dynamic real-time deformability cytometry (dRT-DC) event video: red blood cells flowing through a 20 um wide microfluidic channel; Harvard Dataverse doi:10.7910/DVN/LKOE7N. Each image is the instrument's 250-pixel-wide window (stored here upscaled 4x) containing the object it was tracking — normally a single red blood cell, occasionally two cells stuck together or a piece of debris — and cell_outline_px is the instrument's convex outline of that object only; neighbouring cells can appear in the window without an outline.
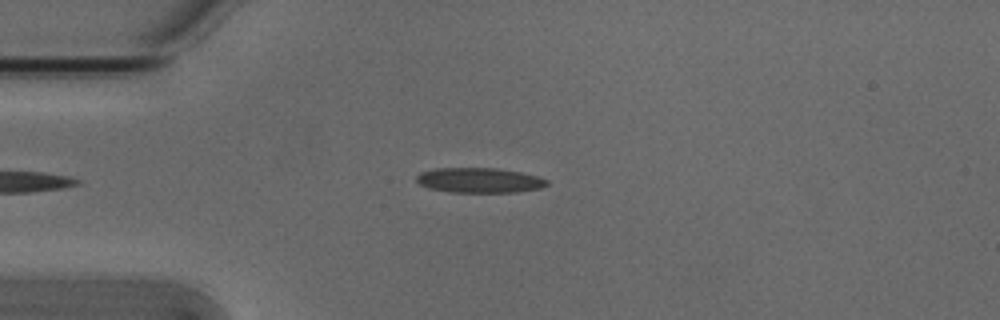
{"species": "Egyptian fruit bat (a non-hibernating species)", "species_latin": "Rousettus aegyptiacus", "temperature_condition": "cold", "stored_images_in_passage": 6, "camera_frame_rate_fps": 3000, "um_per_image_px": 0.085, "animal": {"sex": "male"}, "frame": {"image": 1, "passage_image": 4, "time_ms": 1.0, "image_size_px": [1000, 320], "cell_outline_px": [[548, 184], [540, 188], [516, 192], [448, 192], [428, 188], [420, 184], [416, 180], [416, 176], [420, 172], [436, 168], [496, 168], [520, 172], [536, 176], [548, 180]], "centroid_in_image_um": [40.71, 15.32], "position_along_channel_um": 44.3, "area_um2": 18.96}}
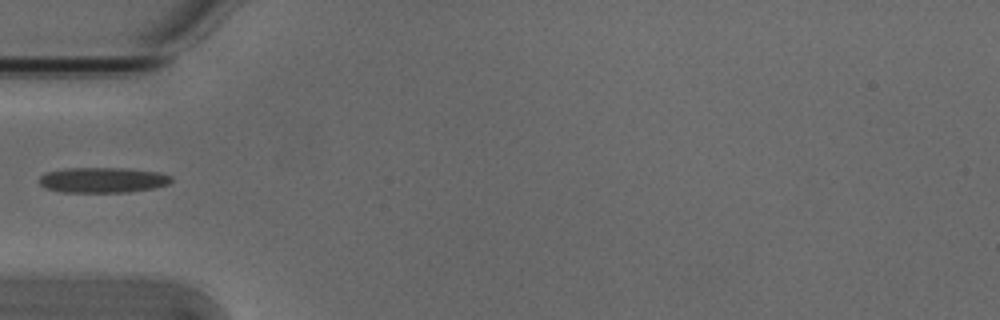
{"frame": {"image": 2, "passage_image": 5, "time_ms": 1.333, "image_size_px": [1000, 320], "cell_outline_px": [[172, 180], [168, 184], [152, 188], [128, 192], [60, 192], [44, 188], [40, 184], [40, 176], [48, 172], [64, 168], [124, 168], [160, 172], [172, 176]], "centroid_in_image_um": [8.73, 15.3], "position_along_channel_um": 76.3, "area_um2": 19.54}}
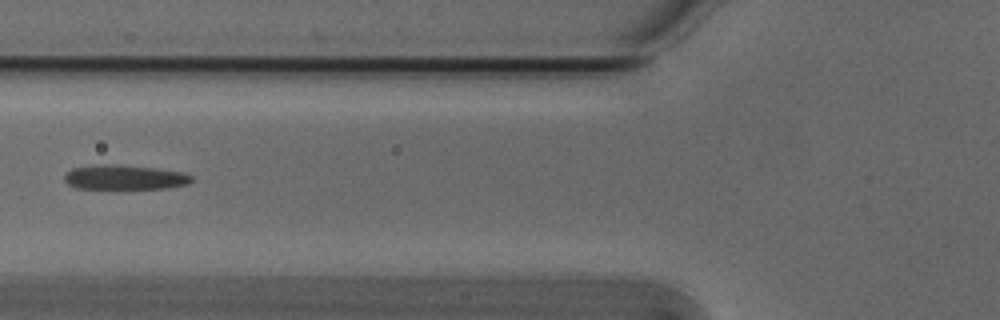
{"frame": {"image": 3, "passage_image": 6, "time_ms": 1.667, "image_size_px": [1000, 320], "cell_outline_px": [[192, 180], [188, 184], [168, 188], [76, 188], [68, 184], [64, 180], [64, 172], [72, 168], [100, 164], [116, 164], [156, 168], [184, 172], [192, 176]], "centroid_in_image_um": [10.58, 15.06], "position_along_channel_um": 115.2, "area_um2": 18.32}}